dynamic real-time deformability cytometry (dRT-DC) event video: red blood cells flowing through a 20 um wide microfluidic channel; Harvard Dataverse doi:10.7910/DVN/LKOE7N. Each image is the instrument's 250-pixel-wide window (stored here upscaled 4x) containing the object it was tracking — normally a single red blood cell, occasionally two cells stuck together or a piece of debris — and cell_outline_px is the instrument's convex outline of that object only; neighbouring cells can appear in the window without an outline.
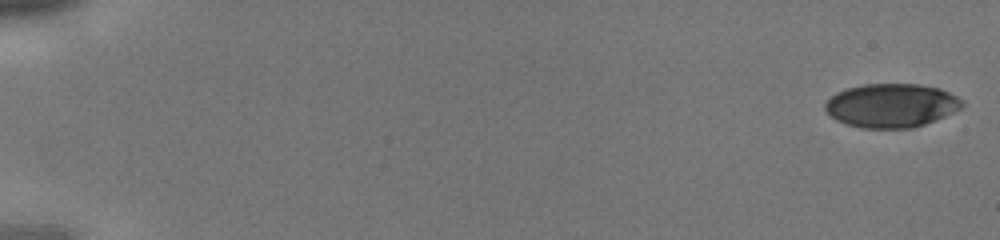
{"species": "human", "species_latin": "Homo sapiens", "temperature_condition": "cold", "stored_images_in_passage": 13, "camera_frame_rate_fps": 3000, "um_per_image_px": 0.085, "donor": {"sex": "male"}, "frame": {"image": 1, "passage_image": 1, "time_ms": 0.0, "image_size_px": [1000, 240], "cell_outline_px": [[964, 104], [960, 108], [944, 116], [924, 124], [912, 128], [860, 128], [844, 124], [836, 120], [824, 108], [824, 104], [836, 92], [848, 88], [864, 84], [920, 84], [940, 88], [964, 100]], "centroid_in_image_um": [75.75, 8.96], "position_along_channel_um": 9.2, "area_um2": 34.91}}
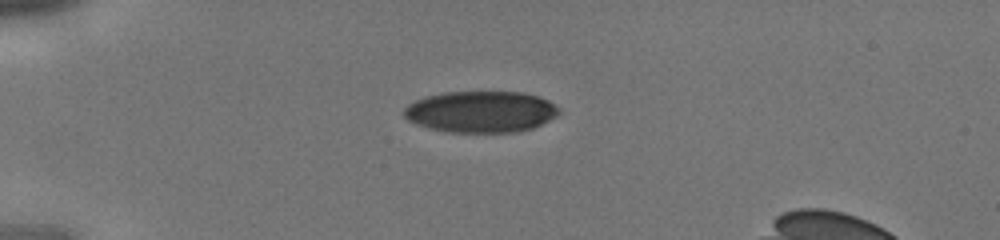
{"frame": {"image": 2, "passage_image": 8, "time_ms": 2.333, "image_size_px": [1000, 240], "cell_outline_px": [[560, 112], [556, 116], [532, 128], [520, 132], [452, 132], [428, 128], [416, 124], [408, 120], [404, 116], [404, 108], [408, 104], [416, 100], [428, 96], [444, 92], [524, 92], [548, 100], [560, 108]], "centroid_in_image_um": [40.87, 9.5], "position_along_channel_um": 44.1, "area_um2": 37.34}}
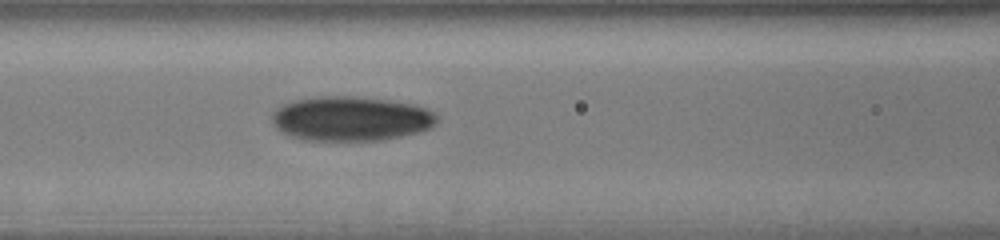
{"frame": {"image": 3, "passage_image": 13, "time_ms": 4.0, "image_size_px": [1000, 240], "cell_outline_px": [[436, 124], [432, 128], [420, 132], [384, 140], [304, 140], [288, 136], [280, 132], [272, 124], [272, 112], [276, 108], [292, 100], [320, 96], [356, 96], [388, 100], [416, 104], [436, 112]], "centroid_in_image_um": [29.82, 10.08], "position_along_channel_um": 136.8, "area_um2": 43.41}}